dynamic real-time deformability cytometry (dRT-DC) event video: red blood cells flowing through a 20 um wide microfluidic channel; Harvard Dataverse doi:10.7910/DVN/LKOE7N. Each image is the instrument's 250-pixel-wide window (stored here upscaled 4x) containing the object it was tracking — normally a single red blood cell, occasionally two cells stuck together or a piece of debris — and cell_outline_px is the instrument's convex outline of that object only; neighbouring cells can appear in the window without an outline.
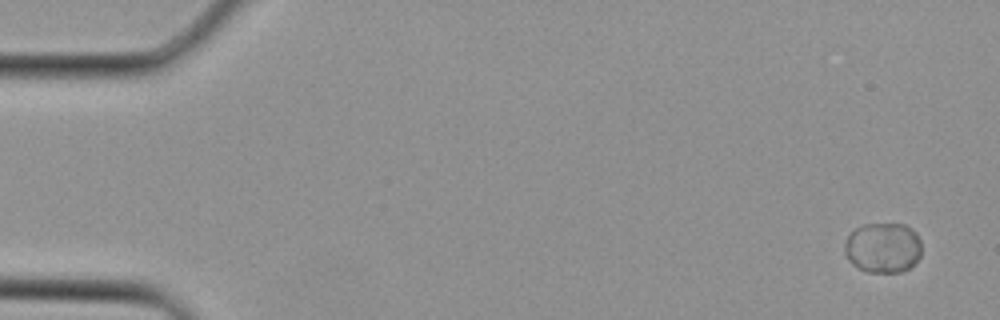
{"species": "Egyptian fruit bat (a non-hibernating species)", "species_latin": "Rousettus aegyptiacus", "temperature_condition": "cold", "stored_images_in_passage": 3, "camera_frame_rate_fps": 3000, "um_per_image_px": 0.085, "animal": {"sex": "female"}, "frame": {"image": 1, "passage_image": 1, "time_ms": 0.0, "image_size_px": [1000, 320], "cell_outline_px": [[920, 256], [908, 268], [900, 272], [868, 272], [852, 264], [848, 260], [844, 252], [844, 244], [848, 236], [856, 228], [864, 224], [904, 224], [912, 228], [916, 232], [920, 240]], "centroid_in_image_um": [75.04, 21.04], "position_along_channel_um": 10.0, "area_um2": 22.48}}
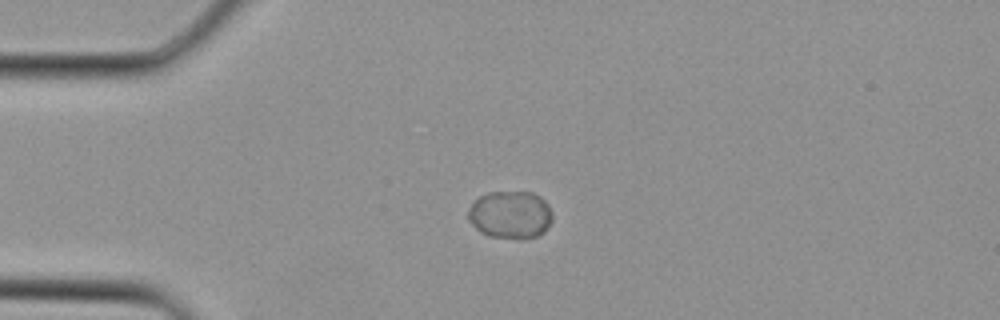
{"frame": {"image": 2, "passage_image": 2, "time_ms": 0.333, "image_size_px": [1000, 320], "cell_outline_px": [[552, 220], [544, 232], [536, 236], [488, 236], [480, 232], [468, 220], [468, 208], [480, 196], [488, 192], [532, 192], [540, 196], [548, 204], [552, 212]], "centroid_in_image_um": [43.38, 18.21], "position_along_channel_um": 41.6, "area_um2": 23.0}}
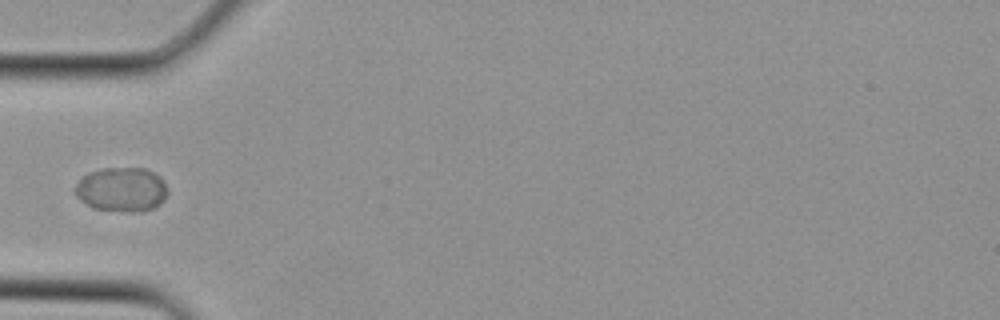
{"frame": {"image": 3, "passage_image": 3, "time_ms": 0.667, "image_size_px": [1000, 320], "cell_outline_px": [[168, 192], [164, 200], [160, 204], [152, 208], [140, 212], [132, 212], [92, 208], [76, 196], [72, 188], [88, 172], [104, 168], [144, 168], [160, 176], [168, 188]], "centroid_in_image_um": [10.34, 16.11], "position_along_channel_um": 74.7, "area_um2": 24.04}}